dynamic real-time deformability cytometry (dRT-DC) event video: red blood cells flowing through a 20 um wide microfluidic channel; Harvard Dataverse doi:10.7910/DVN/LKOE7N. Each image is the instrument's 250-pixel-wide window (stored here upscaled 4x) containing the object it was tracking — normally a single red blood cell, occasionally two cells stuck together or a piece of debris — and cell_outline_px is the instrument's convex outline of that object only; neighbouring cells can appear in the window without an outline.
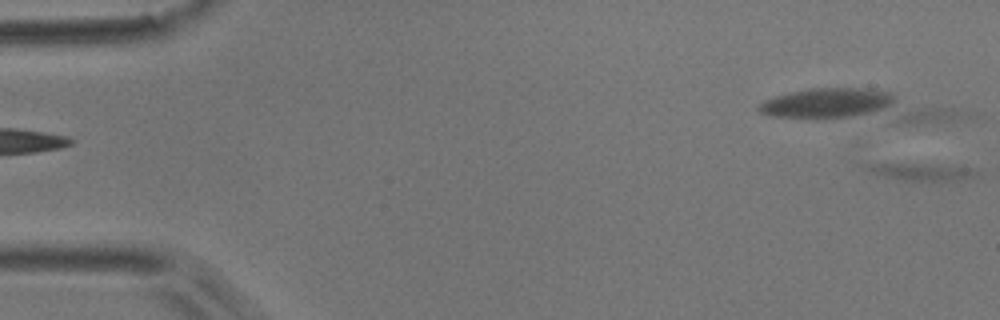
{"species": "common noctule bat (a hibernating species)", "species_latin": "Nyctalus noctula", "temperature_condition": "room temperature", "stored_images_in_passage": 16, "camera_frame_rate_fps": 3000, "um_per_image_px": 0.085, "animal": {"sex": "male", "body_mass_g": 17.9}, "frame": {"image": 1, "passage_image": 1, "time_ms": 0.0, "image_size_px": [1000, 320], "cell_outline_px": [[980, 172], [972, 176], [960, 180], [944, 184], [900, 180], [872, 172], [864, 168], [864, 164], [908, 164], [972, 168]], "centroid_in_image_um": [78.39, 14.67], "position_along_channel_um": 6.6, "area_um2": 11.1}}
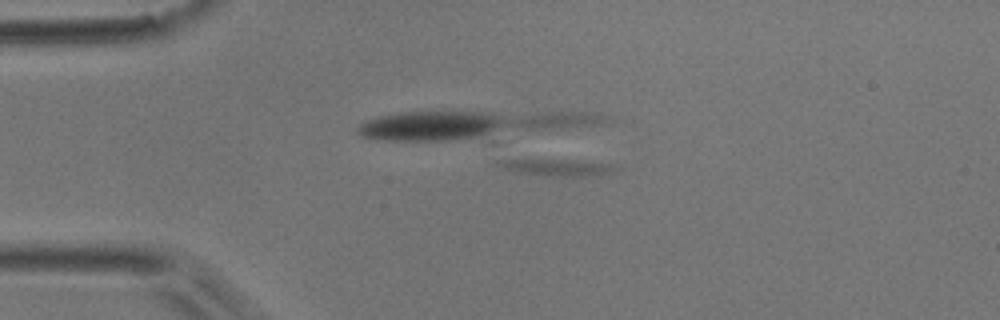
{"frame": {"image": 2, "passage_image": 16, "time_ms": 5.0, "image_size_px": [1000, 320], "cell_outline_px": [[616, 168], [608, 172], [584, 176], [544, 176], [520, 172], [508, 168], [500, 164], [500, 160], [560, 160], [608, 164]], "centroid_in_image_um": [47.34, 14.24], "position_along_channel_um": 37.7, "area_um2": 10.23}}